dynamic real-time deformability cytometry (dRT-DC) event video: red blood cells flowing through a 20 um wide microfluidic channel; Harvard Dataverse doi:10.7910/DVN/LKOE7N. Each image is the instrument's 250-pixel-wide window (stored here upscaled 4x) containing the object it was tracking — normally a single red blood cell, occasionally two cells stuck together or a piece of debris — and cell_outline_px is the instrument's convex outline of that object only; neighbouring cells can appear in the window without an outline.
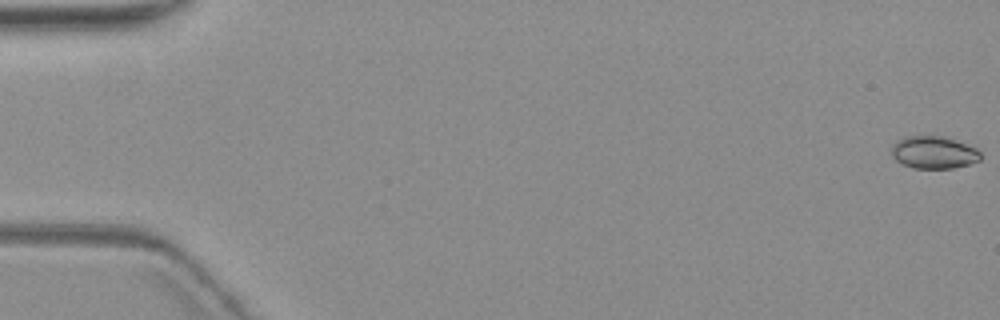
{"species": "common noctule bat (a hibernating species)", "species_latin": "Nyctalus noctula", "temperature_condition": "warm", "stored_images_in_passage": 6, "camera_frame_rate_fps": 3000, "um_per_image_px": 0.085, "animal": {"sex": "female", "body_mass_g": 19.3, "forearm_length_mm": 54.1}, "frame": {"image": 1, "passage_image": 1, "time_ms": 0.0, "image_size_px": [1000, 320], "cell_outline_px": [[980, 160], [968, 164], [952, 168], [912, 168], [896, 160], [892, 156], [892, 144], [896, 140], [904, 136], [944, 136], [976, 148], [980, 152]], "centroid_in_image_um": [79.34, 12.94], "position_along_channel_um": 5.7, "area_um2": 16.76}}